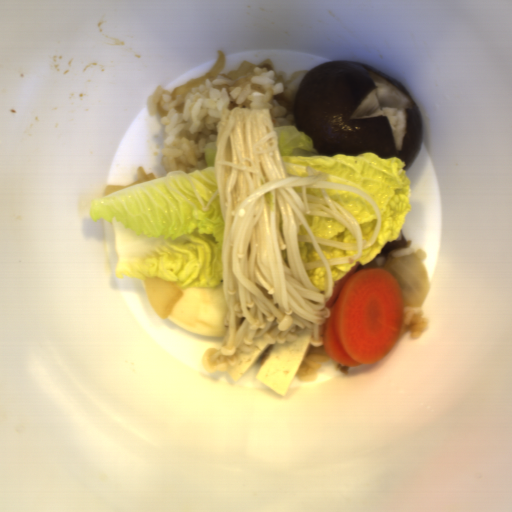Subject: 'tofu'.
<instances>
[{"mask_svg": "<svg viewBox=\"0 0 512 512\" xmlns=\"http://www.w3.org/2000/svg\"><path fill=\"white\" fill-rule=\"evenodd\" d=\"M294 330L298 336L294 342L278 343L275 339L256 337L249 359L227 366L232 383L237 384L262 358L254 378L284 397L311 345L313 335L309 328L295 325Z\"/></svg>", "mask_w": 512, "mask_h": 512, "instance_id": "1", "label": "tofu"}]
</instances>
